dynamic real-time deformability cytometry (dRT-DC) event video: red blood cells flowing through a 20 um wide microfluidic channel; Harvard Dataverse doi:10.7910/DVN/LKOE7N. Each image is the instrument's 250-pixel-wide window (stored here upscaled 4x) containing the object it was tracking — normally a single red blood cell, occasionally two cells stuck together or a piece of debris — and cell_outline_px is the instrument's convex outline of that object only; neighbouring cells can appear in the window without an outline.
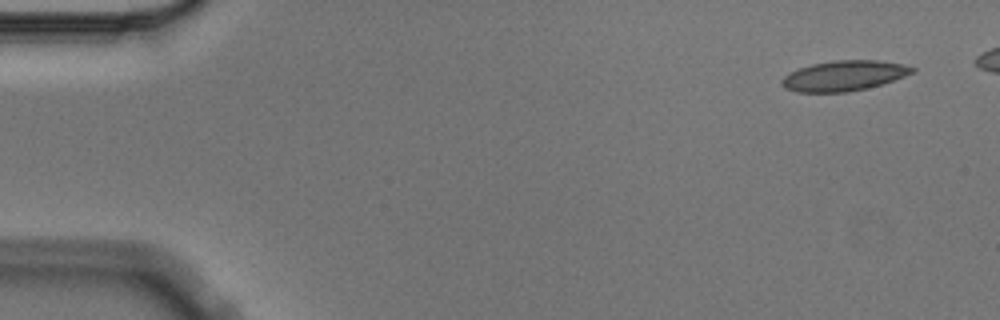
{"species": "Egyptian fruit bat (a non-hibernating species)", "species_latin": "Rousettus aegyptiacus", "temperature_condition": "cold", "stored_images_in_passage": 8, "camera_frame_rate_fps": 3000, "um_per_image_px": 0.085, "animal": {"sex": "male"}, "frame": {"image": 1, "passage_image": 1, "time_ms": 0.0, "image_size_px": [1000, 320], "cell_outline_px": [[916, 72], [880, 84], [848, 92], [796, 92], [784, 88], [780, 84], [780, 80], [784, 76], [800, 68], [812, 64], [832, 60], [876, 60], [904, 64], [916, 68]], "centroid_in_image_um": [71.72, 6.43], "position_along_channel_um": 13.3, "area_um2": 22.89}}
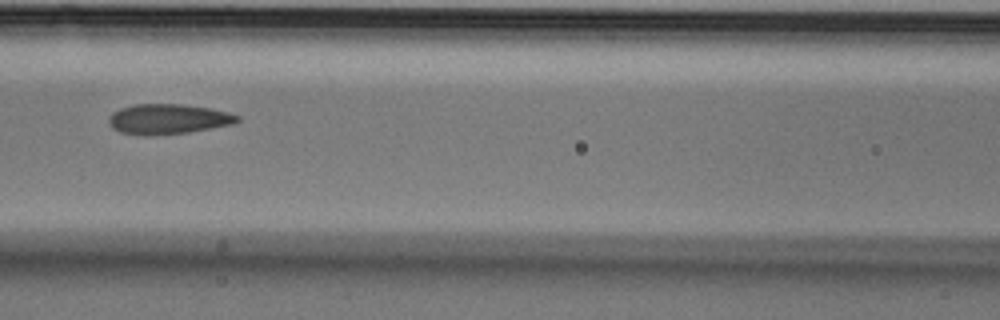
{"frame": {"image": 2, "passage_image": 6, "time_ms": 1.667, "image_size_px": [1000, 320], "cell_outline_px": [[240, 120], [236, 124], [188, 132], [152, 136], [144, 136], [120, 132], [112, 128], [108, 120], [112, 112], [120, 108], [132, 104], [184, 104], [208, 108], [228, 112], [240, 116]], "centroid_in_image_um": [14.29, 10.12], "position_along_channel_um": 152.3, "area_um2": 22.83}}
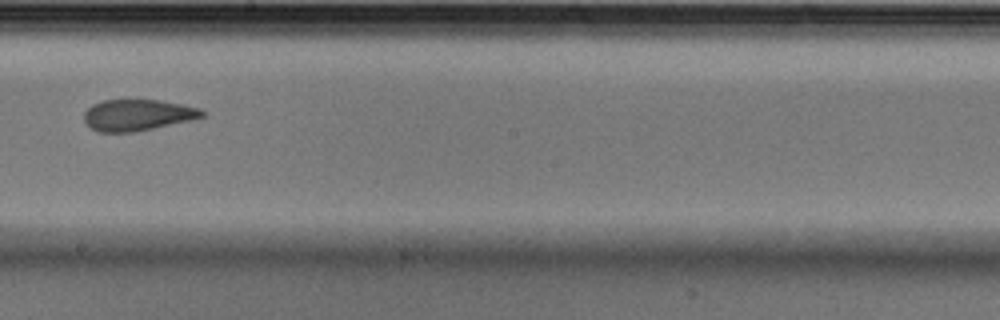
{"frame": {"image": 3, "passage_image": 8, "time_ms": 2.333, "image_size_px": [1000, 320], "cell_outline_px": [[208, 112], [204, 116], [188, 120], [136, 132], [96, 132], [84, 120], [84, 112], [92, 104], [100, 100], [160, 100], [200, 108]], "centroid_in_image_um": [11.67, 9.77], "position_along_channel_um": 236.5, "area_um2": 21.44}}